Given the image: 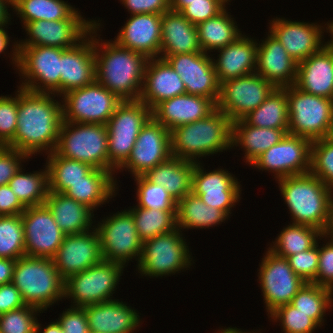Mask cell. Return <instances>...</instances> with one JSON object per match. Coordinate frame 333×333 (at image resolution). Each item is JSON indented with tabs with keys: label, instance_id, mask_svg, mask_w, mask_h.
Masks as SVG:
<instances>
[{
	"label": "cell",
	"instance_id": "4316f807",
	"mask_svg": "<svg viewBox=\"0 0 333 333\" xmlns=\"http://www.w3.org/2000/svg\"><path fill=\"white\" fill-rule=\"evenodd\" d=\"M216 109L212 99L185 93L159 103L152 110V117L172 131L177 126L204 119Z\"/></svg>",
	"mask_w": 333,
	"mask_h": 333
},
{
	"label": "cell",
	"instance_id": "5b68a950",
	"mask_svg": "<svg viewBox=\"0 0 333 333\" xmlns=\"http://www.w3.org/2000/svg\"><path fill=\"white\" fill-rule=\"evenodd\" d=\"M12 283L20 291L26 305L41 311L64 299L65 281L51 258L25 255L17 259Z\"/></svg>",
	"mask_w": 333,
	"mask_h": 333
},
{
	"label": "cell",
	"instance_id": "680465c9",
	"mask_svg": "<svg viewBox=\"0 0 333 333\" xmlns=\"http://www.w3.org/2000/svg\"><path fill=\"white\" fill-rule=\"evenodd\" d=\"M131 15L163 14L170 10V0H120Z\"/></svg>",
	"mask_w": 333,
	"mask_h": 333
},
{
	"label": "cell",
	"instance_id": "4fadbf2b",
	"mask_svg": "<svg viewBox=\"0 0 333 333\" xmlns=\"http://www.w3.org/2000/svg\"><path fill=\"white\" fill-rule=\"evenodd\" d=\"M62 97L63 121L106 125L123 101L97 81Z\"/></svg>",
	"mask_w": 333,
	"mask_h": 333
},
{
	"label": "cell",
	"instance_id": "8992f818",
	"mask_svg": "<svg viewBox=\"0 0 333 333\" xmlns=\"http://www.w3.org/2000/svg\"><path fill=\"white\" fill-rule=\"evenodd\" d=\"M107 126L97 123L63 121L55 152L90 164L93 168L109 171Z\"/></svg>",
	"mask_w": 333,
	"mask_h": 333
},
{
	"label": "cell",
	"instance_id": "1f68e13d",
	"mask_svg": "<svg viewBox=\"0 0 333 333\" xmlns=\"http://www.w3.org/2000/svg\"><path fill=\"white\" fill-rule=\"evenodd\" d=\"M256 39L241 35L226 47L217 49L219 58L213 59L218 82L255 73L257 61Z\"/></svg>",
	"mask_w": 333,
	"mask_h": 333
},
{
	"label": "cell",
	"instance_id": "6125c7cd",
	"mask_svg": "<svg viewBox=\"0 0 333 333\" xmlns=\"http://www.w3.org/2000/svg\"><path fill=\"white\" fill-rule=\"evenodd\" d=\"M16 260L0 258V285L12 282Z\"/></svg>",
	"mask_w": 333,
	"mask_h": 333
},
{
	"label": "cell",
	"instance_id": "c3c4849f",
	"mask_svg": "<svg viewBox=\"0 0 333 333\" xmlns=\"http://www.w3.org/2000/svg\"><path fill=\"white\" fill-rule=\"evenodd\" d=\"M310 173L333 189V139L325 137L312 141Z\"/></svg>",
	"mask_w": 333,
	"mask_h": 333
},
{
	"label": "cell",
	"instance_id": "9c48e42d",
	"mask_svg": "<svg viewBox=\"0 0 333 333\" xmlns=\"http://www.w3.org/2000/svg\"><path fill=\"white\" fill-rule=\"evenodd\" d=\"M179 228L157 235L142 244L137 266L141 276L162 277L190 268L192 258L186 239ZM185 240V241H184Z\"/></svg>",
	"mask_w": 333,
	"mask_h": 333
},
{
	"label": "cell",
	"instance_id": "484cf974",
	"mask_svg": "<svg viewBox=\"0 0 333 333\" xmlns=\"http://www.w3.org/2000/svg\"><path fill=\"white\" fill-rule=\"evenodd\" d=\"M96 81L94 41L91 32L77 46L61 55L60 97Z\"/></svg>",
	"mask_w": 333,
	"mask_h": 333
},
{
	"label": "cell",
	"instance_id": "74e56055",
	"mask_svg": "<svg viewBox=\"0 0 333 333\" xmlns=\"http://www.w3.org/2000/svg\"><path fill=\"white\" fill-rule=\"evenodd\" d=\"M12 7L23 26L37 20H86L75 7L63 0H13Z\"/></svg>",
	"mask_w": 333,
	"mask_h": 333
},
{
	"label": "cell",
	"instance_id": "d6a6232c",
	"mask_svg": "<svg viewBox=\"0 0 333 333\" xmlns=\"http://www.w3.org/2000/svg\"><path fill=\"white\" fill-rule=\"evenodd\" d=\"M44 204L66 235L82 234L94 228V211L64 193L49 191Z\"/></svg>",
	"mask_w": 333,
	"mask_h": 333
},
{
	"label": "cell",
	"instance_id": "be15d7a7",
	"mask_svg": "<svg viewBox=\"0 0 333 333\" xmlns=\"http://www.w3.org/2000/svg\"><path fill=\"white\" fill-rule=\"evenodd\" d=\"M43 329V331H41ZM64 333L61 325L58 323L57 319L56 322H51L49 325H46V327L42 328L41 324L37 321L36 327H35V333Z\"/></svg>",
	"mask_w": 333,
	"mask_h": 333
},
{
	"label": "cell",
	"instance_id": "ac0fdd59",
	"mask_svg": "<svg viewBox=\"0 0 333 333\" xmlns=\"http://www.w3.org/2000/svg\"><path fill=\"white\" fill-rule=\"evenodd\" d=\"M171 154V132L151 117L142 127L127 161L118 169H127L133 177L165 162Z\"/></svg>",
	"mask_w": 333,
	"mask_h": 333
},
{
	"label": "cell",
	"instance_id": "9f6ffc18",
	"mask_svg": "<svg viewBox=\"0 0 333 333\" xmlns=\"http://www.w3.org/2000/svg\"><path fill=\"white\" fill-rule=\"evenodd\" d=\"M319 261L316 279L312 282L333 291V239L319 246ZM321 247V248H320Z\"/></svg>",
	"mask_w": 333,
	"mask_h": 333
},
{
	"label": "cell",
	"instance_id": "836d02e7",
	"mask_svg": "<svg viewBox=\"0 0 333 333\" xmlns=\"http://www.w3.org/2000/svg\"><path fill=\"white\" fill-rule=\"evenodd\" d=\"M194 162L171 156L165 162L149 169L143 176L156 185H162L177 203L192 192Z\"/></svg>",
	"mask_w": 333,
	"mask_h": 333
},
{
	"label": "cell",
	"instance_id": "11a10c76",
	"mask_svg": "<svg viewBox=\"0 0 333 333\" xmlns=\"http://www.w3.org/2000/svg\"><path fill=\"white\" fill-rule=\"evenodd\" d=\"M28 158L26 154L16 149L2 146L0 148V186L8 185L11 178L22 167V162Z\"/></svg>",
	"mask_w": 333,
	"mask_h": 333
},
{
	"label": "cell",
	"instance_id": "3957f363",
	"mask_svg": "<svg viewBox=\"0 0 333 333\" xmlns=\"http://www.w3.org/2000/svg\"><path fill=\"white\" fill-rule=\"evenodd\" d=\"M170 132L172 156L190 162L197 163L200 157L232 149V121L218 108L208 117L177 126Z\"/></svg>",
	"mask_w": 333,
	"mask_h": 333
},
{
	"label": "cell",
	"instance_id": "603a6c76",
	"mask_svg": "<svg viewBox=\"0 0 333 333\" xmlns=\"http://www.w3.org/2000/svg\"><path fill=\"white\" fill-rule=\"evenodd\" d=\"M271 21L269 32L279 40L289 56L297 63L328 44V42L322 41L325 25L323 27L317 23L288 21L285 18L277 17Z\"/></svg>",
	"mask_w": 333,
	"mask_h": 333
},
{
	"label": "cell",
	"instance_id": "83f0119b",
	"mask_svg": "<svg viewBox=\"0 0 333 333\" xmlns=\"http://www.w3.org/2000/svg\"><path fill=\"white\" fill-rule=\"evenodd\" d=\"M294 85L306 93L333 99V44L330 41L297 64Z\"/></svg>",
	"mask_w": 333,
	"mask_h": 333
},
{
	"label": "cell",
	"instance_id": "a7ac6f4b",
	"mask_svg": "<svg viewBox=\"0 0 333 333\" xmlns=\"http://www.w3.org/2000/svg\"><path fill=\"white\" fill-rule=\"evenodd\" d=\"M205 0H170V10L181 12L186 7V2H197Z\"/></svg>",
	"mask_w": 333,
	"mask_h": 333
},
{
	"label": "cell",
	"instance_id": "8d00e7d4",
	"mask_svg": "<svg viewBox=\"0 0 333 333\" xmlns=\"http://www.w3.org/2000/svg\"><path fill=\"white\" fill-rule=\"evenodd\" d=\"M228 216L219 209L206 205L202 199L190 192L176 205V226L184 230L206 229L221 224Z\"/></svg>",
	"mask_w": 333,
	"mask_h": 333
},
{
	"label": "cell",
	"instance_id": "52a82bcc",
	"mask_svg": "<svg viewBox=\"0 0 333 333\" xmlns=\"http://www.w3.org/2000/svg\"><path fill=\"white\" fill-rule=\"evenodd\" d=\"M152 117V110L140 100L122 101L110 117L108 131L109 172L127 161L142 127Z\"/></svg>",
	"mask_w": 333,
	"mask_h": 333
},
{
	"label": "cell",
	"instance_id": "ee69618b",
	"mask_svg": "<svg viewBox=\"0 0 333 333\" xmlns=\"http://www.w3.org/2000/svg\"><path fill=\"white\" fill-rule=\"evenodd\" d=\"M333 291L315 283H307L299 289L291 301L298 311L308 314L321 328L326 311L333 305ZM322 325V326H321Z\"/></svg>",
	"mask_w": 333,
	"mask_h": 333
},
{
	"label": "cell",
	"instance_id": "e0dca14e",
	"mask_svg": "<svg viewBox=\"0 0 333 333\" xmlns=\"http://www.w3.org/2000/svg\"><path fill=\"white\" fill-rule=\"evenodd\" d=\"M311 141L287 133L277 144L255 159L250 166L273 172L277 179L310 173Z\"/></svg>",
	"mask_w": 333,
	"mask_h": 333
},
{
	"label": "cell",
	"instance_id": "2644e50d",
	"mask_svg": "<svg viewBox=\"0 0 333 333\" xmlns=\"http://www.w3.org/2000/svg\"><path fill=\"white\" fill-rule=\"evenodd\" d=\"M325 25H327L326 26L327 33L329 32L330 36H331L330 42L333 44V22H331V23L327 22Z\"/></svg>",
	"mask_w": 333,
	"mask_h": 333
},
{
	"label": "cell",
	"instance_id": "7c38bea8",
	"mask_svg": "<svg viewBox=\"0 0 333 333\" xmlns=\"http://www.w3.org/2000/svg\"><path fill=\"white\" fill-rule=\"evenodd\" d=\"M98 233L103 260L121 264L134 258L139 262L142 252V240L140 239L134 224L132 213L123 210L104 218L94 227Z\"/></svg>",
	"mask_w": 333,
	"mask_h": 333
},
{
	"label": "cell",
	"instance_id": "bcb514c9",
	"mask_svg": "<svg viewBox=\"0 0 333 333\" xmlns=\"http://www.w3.org/2000/svg\"><path fill=\"white\" fill-rule=\"evenodd\" d=\"M25 255L21 214L0 216V258L17 260Z\"/></svg>",
	"mask_w": 333,
	"mask_h": 333
},
{
	"label": "cell",
	"instance_id": "ffe728a7",
	"mask_svg": "<svg viewBox=\"0 0 333 333\" xmlns=\"http://www.w3.org/2000/svg\"><path fill=\"white\" fill-rule=\"evenodd\" d=\"M180 75L186 93L212 99L216 104L220 95L213 58L204 52L171 55L165 59Z\"/></svg>",
	"mask_w": 333,
	"mask_h": 333
},
{
	"label": "cell",
	"instance_id": "4dcf8cb0",
	"mask_svg": "<svg viewBox=\"0 0 333 333\" xmlns=\"http://www.w3.org/2000/svg\"><path fill=\"white\" fill-rule=\"evenodd\" d=\"M202 52L197 27L180 12L168 10L162 14L161 50L159 58Z\"/></svg>",
	"mask_w": 333,
	"mask_h": 333
},
{
	"label": "cell",
	"instance_id": "753ad0ef",
	"mask_svg": "<svg viewBox=\"0 0 333 333\" xmlns=\"http://www.w3.org/2000/svg\"><path fill=\"white\" fill-rule=\"evenodd\" d=\"M87 333H104V332H98V331L88 330Z\"/></svg>",
	"mask_w": 333,
	"mask_h": 333
},
{
	"label": "cell",
	"instance_id": "30bf717a",
	"mask_svg": "<svg viewBox=\"0 0 333 333\" xmlns=\"http://www.w3.org/2000/svg\"><path fill=\"white\" fill-rule=\"evenodd\" d=\"M125 267L121 264L102 260L96 265L79 272L64 285V298H71L73 307H86L106 302L113 297Z\"/></svg>",
	"mask_w": 333,
	"mask_h": 333
},
{
	"label": "cell",
	"instance_id": "6da1fadb",
	"mask_svg": "<svg viewBox=\"0 0 333 333\" xmlns=\"http://www.w3.org/2000/svg\"><path fill=\"white\" fill-rule=\"evenodd\" d=\"M54 93L33 92L18 88V118L14 139L7 147L26 154L55 151L63 122L62 102Z\"/></svg>",
	"mask_w": 333,
	"mask_h": 333
},
{
	"label": "cell",
	"instance_id": "d590c367",
	"mask_svg": "<svg viewBox=\"0 0 333 333\" xmlns=\"http://www.w3.org/2000/svg\"><path fill=\"white\" fill-rule=\"evenodd\" d=\"M288 129L262 128L248 125L243 119L232 122L231 146H241L250 165L257 157L280 142Z\"/></svg>",
	"mask_w": 333,
	"mask_h": 333
},
{
	"label": "cell",
	"instance_id": "ab89813d",
	"mask_svg": "<svg viewBox=\"0 0 333 333\" xmlns=\"http://www.w3.org/2000/svg\"><path fill=\"white\" fill-rule=\"evenodd\" d=\"M225 8L215 17L199 23L197 27L198 37L202 52L217 50L236 41L242 33L232 15Z\"/></svg>",
	"mask_w": 333,
	"mask_h": 333
},
{
	"label": "cell",
	"instance_id": "cb8c5ba5",
	"mask_svg": "<svg viewBox=\"0 0 333 333\" xmlns=\"http://www.w3.org/2000/svg\"><path fill=\"white\" fill-rule=\"evenodd\" d=\"M161 21L162 14H130L114 42L122 48L143 54L148 59L159 58Z\"/></svg>",
	"mask_w": 333,
	"mask_h": 333
},
{
	"label": "cell",
	"instance_id": "7402d4cb",
	"mask_svg": "<svg viewBox=\"0 0 333 333\" xmlns=\"http://www.w3.org/2000/svg\"><path fill=\"white\" fill-rule=\"evenodd\" d=\"M52 259L64 281L101 262L100 239L95 228L82 234L65 235Z\"/></svg>",
	"mask_w": 333,
	"mask_h": 333
},
{
	"label": "cell",
	"instance_id": "e7e4bbea",
	"mask_svg": "<svg viewBox=\"0 0 333 333\" xmlns=\"http://www.w3.org/2000/svg\"><path fill=\"white\" fill-rule=\"evenodd\" d=\"M10 6H12L10 0H0V25L9 24L8 22H10L11 15L8 13V8H10Z\"/></svg>",
	"mask_w": 333,
	"mask_h": 333
},
{
	"label": "cell",
	"instance_id": "9a60e30c",
	"mask_svg": "<svg viewBox=\"0 0 333 333\" xmlns=\"http://www.w3.org/2000/svg\"><path fill=\"white\" fill-rule=\"evenodd\" d=\"M258 278L268 314L291 303L305 282L297 276L286 258L267 250L259 265Z\"/></svg>",
	"mask_w": 333,
	"mask_h": 333
},
{
	"label": "cell",
	"instance_id": "44dd1931",
	"mask_svg": "<svg viewBox=\"0 0 333 333\" xmlns=\"http://www.w3.org/2000/svg\"><path fill=\"white\" fill-rule=\"evenodd\" d=\"M200 164L197 162L194 166L192 192L206 205L222 210L229 217L240 198V183L226 169L206 172Z\"/></svg>",
	"mask_w": 333,
	"mask_h": 333
},
{
	"label": "cell",
	"instance_id": "7dc6e473",
	"mask_svg": "<svg viewBox=\"0 0 333 333\" xmlns=\"http://www.w3.org/2000/svg\"><path fill=\"white\" fill-rule=\"evenodd\" d=\"M137 207L144 209L176 210L177 203L162 185H156L143 175L135 176Z\"/></svg>",
	"mask_w": 333,
	"mask_h": 333
},
{
	"label": "cell",
	"instance_id": "f1b7e54d",
	"mask_svg": "<svg viewBox=\"0 0 333 333\" xmlns=\"http://www.w3.org/2000/svg\"><path fill=\"white\" fill-rule=\"evenodd\" d=\"M186 93L180 75L162 58L149 59L139 100L151 110L164 100Z\"/></svg>",
	"mask_w": 333,
	"mask_h": 333
},
{
	"label": "cell",
	"instance_id": "681fc988",
	"mask_svg": "<svg viewBox=\"0 0 333 333\" xmlns=\"http://www.w3.org/2000/svg\"><path fill=\"white\" fill-rule=\"evenodd\" d=\"M267 316L272 321H280L284 333H313L319 326L308 314L298 311L290 303L276 308Z\"/></svg>",
	"mask_w": 333,
	"mask_h": 333
},
{
	"label": "cell",
	"instance_id": "816d5d0a",
	"mask_svg": "<svg viewBox=\"0 0 333 333\" xmlns=\"http://www.w3.org/2000/svg\"><path fill=\"white\" fill-rule=\"evenodd\" d=\"M18 90L15 97L0 96V144L7 146L17 129Z\"/></svg>",
	"mask_w": 333,
	"mask_h": 333
},
{
	"label": "cell",
	"instance_id": "f6af8a7d",
	"mask_svg": "<svg viewBox=\"0 0 333 333\" xmlns=\"http://www.w3.org/2000/svg\"><path fill=\"white\" fill-rule=\"evenodd\" d=\"M128 210L132 213L142 242L177 228L176 210L144 209L137 206Z\"/></svg>",
	"mask_w": 333,
	"mask_h": 333
},
{
	"label": "cell",
	"instance_id": "f907efd6",
	"mask_svg": "<svg viewBox=\"0 0 333 333\" xmlns=\"http://www.w3.org/2000/svg\"><path fill=\"white\" fill-rule=\"evenodd\" d=\"M41 312L34 306L25 305L0 314V333H35L36 314Z\"/></svg>",
	"mask_w": 333,
	"mask_h": 333
},
{
	"label": "cell",
	"instance_id": "7a4b0ae2",
	"mask_svg": "<svg viewBox=\"0 0 333 333\" xmlns=\"http://www.w3.org/2000/svg\"><path fill=\"white\" fill-rule=\"evenodd\" d=\"M100 26L98 20L97 25L91 30L96 81L123 101L139 100L149 59L143 54L122 48L111 40L103 42L100 39V43V40L96 39Z\"/></svg>",
	"mask_w": 333,
	"mask_h": 333
},
{
	"label": "cell",
	"instance_id": "6f0895ef",
	"mask_svg": "<svg viewBox=\"0 0 333 333\" xmlns=\"http://www.w3.org/2000/svg\"><path fill=\"white\" fill-rule=\"evenodd\" d=\"M59 317L57 321L64 333H87L89 330L86 312L82 307L71 306Z\"/></svg>",
	"mask_w": 333,
	"mask_h": 333
},
{
	"label": "cell",
	"instance_id": "d4e9b609",
	"mask_svg": "<svg viewBox=\"0 0 333 333\" xmlns=\"http://www.w3.org/2000/svg\"><path fill=\"white\" fill-rule=\"evenodd\" d=\"M297 64L269 31L265 41L262 40V43L257 44L255 73L274 87L285 88L294 85L297 78Z\"/></svg>",
	"mask_w": 333,
	"mask_h": 333
},
{
	"label": "cell",
	"instance_id": "7bdbcfd3",
	"mask_svg": "<svg viewBox=\"0 0 333 333\" xmlns=\"http://www.w3.org/2000/svg\"><path fill=\"white\" fill-rule=\"evenodd\" d=\"M21 167L8 185L25 207L44 204L49 193L48 169L24 173Z\"/></svg>",
	"mask_w": 333,
	"mask_h": 333
},
{
	"label": "cell",
	"instance_id": "8fae6325",
	"mask_svg": "<svg viewBox=\"0 0 333 333\" xmlns=\"http://www.w3.org/2000/svg\"><path fill=\"white\" fill-rule=\"evenodd\" d=\"M65 50L51 46L17 47V70L24 81L18 87L60 96L61 55Z\"/></svg>",
	"mask_w": 333,
	"mask_h": 333
},
{
	"label": "cell",
	"instance_id": "e575fe53",
	"mask_svg": "<svg viewBox=\"0 0 333 333\" xmlns=\"http://www.w3.org/2000/svg\"><path fill=\"white\" fill-rule=\"evenodd\" d=\"M113 175V172L93 168L84 180L71 184L64 194L94 211L115 196L118 184Z\"/></svg>",
	"mask_w": 333,
	"mask_h": 333
},
{
	"label": "cell",
	"instance_id": "60d3db41",
	"mask_svg": "<svg viewBox=\"0 0 333 333\" xmlns=\"http://www.w3.org/2000/svg\"><path fill=\"white\" fill-rule=\"evenodd\" d=\"M46 161L51 192L64 193L71 184L84 180V176L93 169L88 163L64 158L55 151L48 154Z\"/></svg>",
	"mask_w": 333,
	"mask_h": 333
},
{
	"label": "cell",
	"instance_id": "d6986e66",
	"mask_svg": "<svg viewBox=\"0 0 333 333\" xmlns=\"http://www.w3.org/2000/svg\"><path fill=\"white\" fill-rule=\"evenodd\" d=\"M27 256L53 258L65 238L45 204L26 207L21 214Z\"/></svg>",
	"mask_w": 333,
	"mask_h": 333
},
{
	"label": "cell",
	"instance_id": "8c879c8a",
	"mask_svg": "<svg viewBox=\"0 0 333 333\" xmlns=\"http://www.w3.org/2000/svg\"><path fill=\"white\" fill-rule=\"evenodd\" d=\"M327 137H330V138L333 139V116H332V120H331V127H330V130H329V133H328Z\"/></svg>",
	"mask_w": 333,
	"mask_h": 333
},
{
	"label": "cell",
	"instance_id": "277c9868",
	"mask_svg": "<svg viewBox=\"0 0 333 333\" xmlns=\"http://www.w3.org/2000/svg\"><path fill=\"white\" fill-rule=\"evenodd\" d=\"M276 181L291 213V222L316 227L323 232L328 222L331 189L311 173Z\"/></svg>",
	"mask_w": 333,
	"mask_h": 333
},
{
	"label": "cell",
	"instance_id": "f5cc1de1",
	"mask_svg": "<svg viewBox=\"0 0 333 333\" xmlns=\"http://www.w3.org/2000/svg\"><path fill=\"white\" fill-rule=\"evenodd\" d=\"M318 243L317 241V244L311 249L286 258L294 273L307 283H312L317 276L319 261Z\"/></svg>",
	"mask_w": 333,
	"mask_h": 333
},
{
	"label": "cell",
	"instance_id": "5bb4252c",
	"mask_svg": "<svg viewBox=\"0 0 333 333\" xmlns=\"http://www.w3.org/2000/svg\"><path fill=\"white\" fill-rule=\"evenodd\" d=\"M97 25L93 19L89 20H37L27 22L23 28L28 39L20 40L13 45L11 58L15 67H18L17 47L51 46L69 49L82 42Z\"/></svg>",
	"mask_w": 333,
	"mask_h": 333
},
{
	"label": "cell",
	"instance_id": "003e7915",
	"mask_svg": "<svg viewBox=\"0 0 333 333\" xmlns=\"http://www.w3.org/2000/svg\"><path fill=\"white\" fill-rule=\"evenodd\" d=\"M7 26V24L0 25V54L4 53L10 44V36L5 29Z\"/></svg>",
	"mask_w": 333,
	"mask_h": 333
},
{
	"label": "cell",
	"instance_id": "94428289",
	"mask_svg": "<svg viewBox=\"0 0 333 333\" xmlns=\"http://www.w3.org/2000/svg\"><path fill=\"white\" fill-rule=\"evenodd\" d=\"M25 209L9 185L0 186V216L19 215Z\"/></svg>",
	"mask_w": 333,
	"mask_h": 333
},
{
	"label": "cell",
	"instance_id": "91938a15",
	"mask_svg": "<svg viewBox=\"0 0 333 333\" xmlns=\"http://www.w3.org/2000/svg\"><path fill=\"white\" fill-rule=\"evenodd\" d=\"M26 305L18 288L11 282L0 285V314Z\"/></svg>",
	"mask_w": 333,
	"mask_h": 333
},
{
	"label": "cell",
	"instance_id": "2e32d148",
	"mask_svg": "<svg viewBox=\"0 0 333 333\" xmlns=\"http://www.w3.org/2000/svg\"><path fill=\"white\" fill-rule=\"evenodd\" d=\"M274 88L257 73L224 81L220 84L217 108L234 122L255 110Z\"/></svg>",
	"mask_w": 333,
	"mask_h": 333
},
{
	"label": "cell",
	"instance_id": "b9f144b4",
	"mask_svg": "<svg viewBox=\"0 0 333 333\" xmlns=\"http://www.w3.org/2000/svg\"><path fill=\"white\" fill-rule=\"evenodd\" d=\"M321 238H324L323 232L318 228L292 223L282 229L276 240L272 242L273 245L268 249L277 256L287 258L311 249Z\"/></svg>",
	"mask_w": 333,
	"mask_h": 333
},
{
	"label": "cell",
	"instance_id": "89a4df30",
	"mask_svg": "<svg viewBox=\"0 0 333 333\" xmlns=\"http://www.w3.org/2000/svg\"><path fill=\"white\" fill-rule=\"evenodd\" d=\"M217 333H255L254 331L252 332H246V331H242L241 329H238L237 327L234 328V327H228V328H225V329H222V330H219V332L217 331ZM259 333V332H257Z\"/></svg>",
	"mask_w": 333,
	"mask_h": 333
},
{
	"label": "cell",
	"instance_id": "ba28073f",
	"mask_svg": "<svg viewBox=\"0 0 333 333\" xmlns=\"http://www.w3.org/2000/svg\"><path fill=\"white\" fill-rule=\"evenodd\" d=\"M288 133L311 142L328 136L333 116V99L306 93L295 85L287 87Z\"/></svg>",
	"mask_w": 333,
	"mask_h": 333
},
{
	"label": "cell",
	"instance_id": "f35d334b",
	"mask_svg": "<svg viewBox=\"0 0 333 333\" xmlns=\"http://www.w3.org/2000/svg\"><path fill=\"white\" fill-rule=\"evenodd\" d=\"M248 125L262 128L288 129L287 87L274 88L255 110L242 118Z\"/></svg>",
	"mask_w": 333,
	"mask_h": 333
},
{
	"label": "cell",
	"instance_id": "db71d44e",
	"mask_svg": "<svg viewBox=\"0 0 333 333\" xmlns=\"http://www.w3.org/2000/svg\"><path fill=\"white\" fill-rule=\"evenodd\" d=\"M228 0H205L186 2V7L180 12L193 25L205 22L222 12Z\"/></svg>",
	"mask_w": 333,
	"mask_h": 333
},
{
	"label": "cell",
	"instance_id": "03108f58",
	"mask_svg": "<svg viewBox=\"0 0 333 333\" xmlns=\"http://www.w3.org/2000/svg\"><path fill=\"white\" fill-rule=\"evenodd\" d=\"M331 202L329 206V216H328V222L326 225L325 230L323 231V236L325 238L328 237V239H333V189H331Z\"/></svg>",
	"mask_w": 333,
	"mask_h": 333
},
{
	"label": "cell",
	"instance_id": "f546056e",
	"mask_svg": "<svg viewBox=\"0 0 333 333\" xmlns=\"http://www.w3.org/2000/svg\"><path fill=\"white\" fill-rule=\"evenodd\" d=\"M89 330L104 333H134L140 325L138 311L114 299L83 307Z\"/></svg>",
	"mask_w": 333,
	"mask_h": 333
}]
</instances>
